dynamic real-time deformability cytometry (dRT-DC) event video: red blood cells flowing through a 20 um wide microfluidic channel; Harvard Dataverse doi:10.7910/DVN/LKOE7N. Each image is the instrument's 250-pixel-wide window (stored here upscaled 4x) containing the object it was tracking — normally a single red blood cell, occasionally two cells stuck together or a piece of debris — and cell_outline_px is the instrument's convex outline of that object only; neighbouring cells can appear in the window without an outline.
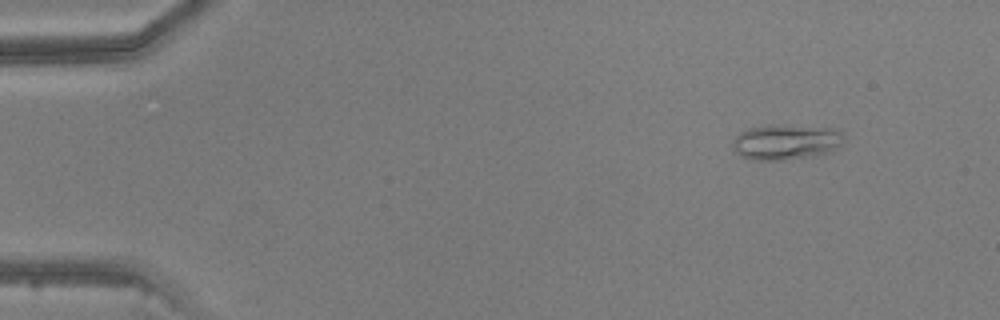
{"species": "common noctule bat (a hibernating species)", "species_latin": "Nyctalus noctula", "temperature_condition": "warm", "stored_images_in_passage": 22, "camera_frame_rate_fps": 3000, "um_per_image_px": 0.085, "animal": {"sex": "male", "body_mass_g": 20.5, "forearm_length_mm": 52.5}, "frame": {"image": 1, "passage_image": 6, "time_ms": 1.667, "image_size_px": [1000, 320], "cell_outline_px": [[844, 140], [836, 148], [828, 152], [816, 156], [784, 160], [756, 160], [740, 156], [736, 152], [732, 144], [732, 140], [740, 132], [748, 128], [768, 124], [784, 124], [836, 128], [844, 132]], "centroid_in_image_um": [66.83, 12.05], "position_along_channel_um": 18.2, "area_um2": 23.47}}
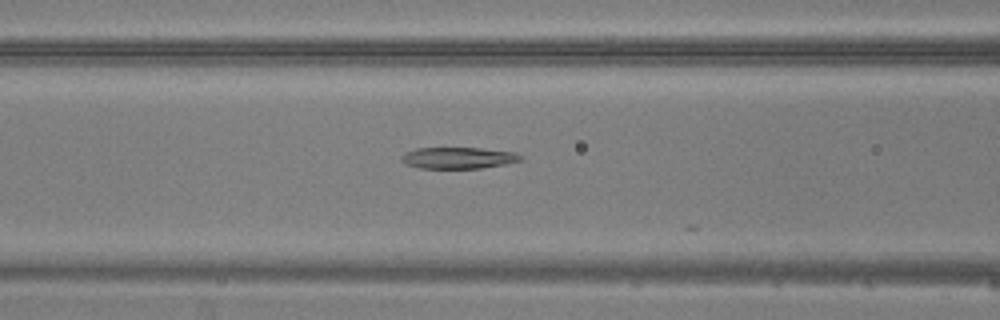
{"frame": {"image": 2, "passage_image": 21, "time_ms": 6.667, "image_size_px": [1000, 320], "cell_outline_px": [[524, 160], [504, 164], [480, 168], [420, 168], [408, 164], [400, 160], [400, 156], [404, 152], [416, 148], [480, 148], [516, 152]], "centroid_in_image_um": [38.94, 13.41], "position_along_channel_um": 127.7, "area_um2": 14.85}}